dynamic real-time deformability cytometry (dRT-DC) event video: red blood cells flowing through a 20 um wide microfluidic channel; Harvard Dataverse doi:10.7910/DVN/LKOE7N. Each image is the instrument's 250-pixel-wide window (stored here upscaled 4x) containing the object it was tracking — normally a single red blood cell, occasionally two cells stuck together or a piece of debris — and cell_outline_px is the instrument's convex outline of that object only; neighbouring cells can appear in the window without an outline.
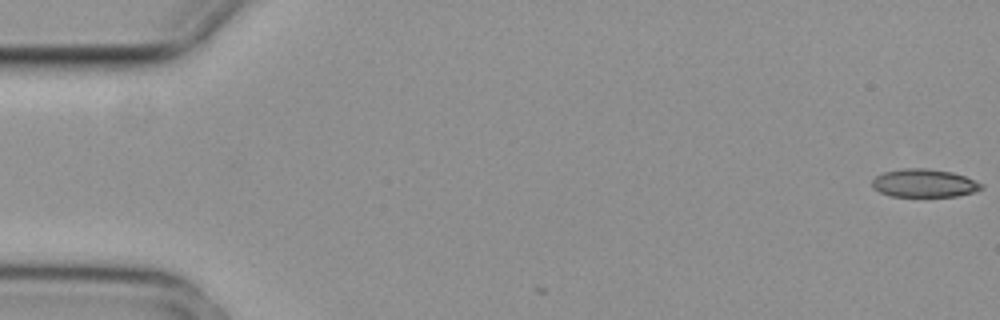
{"species": "common noctule bat (a hibernating species)", "species_latin": "Nyctalus noctula", "temperature_condition": "cold", "stored_images_in_passage": 3, "camera_frame_rate_fps": 3000, "um_per_image_px": 0.085, "animal": {"sex": "female", "body_mass_g": 29.2, "forearm_length_mm": 56.3}, "frame": {"image": 1, "passage_image": 1, "time_ms": 0.0, "image_size_px": [1000, 320], "cell_outline_px": [[984, 188], [972, 192], [956, 196], [892, 196], [880, 192], [872, 188], [872, 180], [876, 176], [884, 172], [900, 168], [924, 168], [952, 172], [964, 176], [984, 184]], "centroid_in_image_um": [78.54, 15.56], "position_along_channel_um": 6.5, "area_um2": 17.86}}